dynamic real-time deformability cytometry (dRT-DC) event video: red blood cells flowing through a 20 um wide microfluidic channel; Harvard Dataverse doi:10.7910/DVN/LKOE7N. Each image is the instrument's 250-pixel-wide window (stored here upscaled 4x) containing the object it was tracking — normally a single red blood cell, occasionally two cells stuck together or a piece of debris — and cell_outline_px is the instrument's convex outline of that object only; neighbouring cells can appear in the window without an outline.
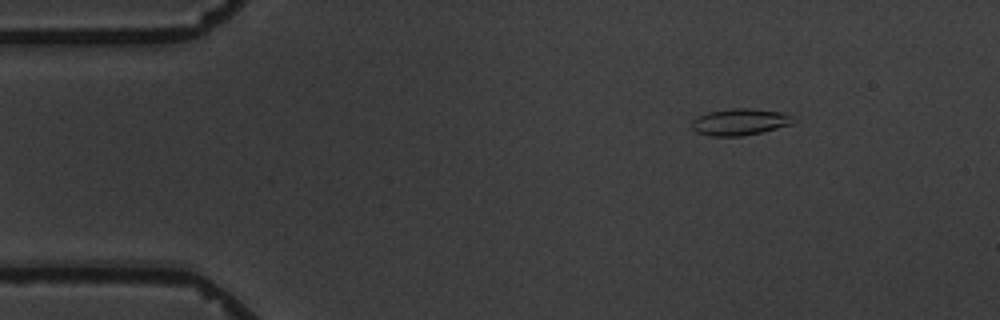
{"species": "common noctule bat (a hibernating species)", "species_latin": "Nyctalus noctula", "temperature_condition": "warm", "stored_images_in_passage": 2, "camera_frame_rate_fps": 3000, "um_per_image_px": 0.085, "animal": {"sex": "male", "body_mass_g": 19.5, "forearm_length_mm": 54.6}, "frame": {"image": 1, "passage_image": 1, "time_ms": 0.0, "image_size_px": [1000, 320], "cell_outline_px": [[792, 124], [760, 132], [740, 136], [712, 136], [696, 132], [692, 128], [692, 120], [708, 112], [732, 108], [752, 108], [784, 112], [788, 116]], "centroid_in_image_um": [62.83, 10.36], "position_along_channel_um": 22.2, "area_um2": 15.43}}